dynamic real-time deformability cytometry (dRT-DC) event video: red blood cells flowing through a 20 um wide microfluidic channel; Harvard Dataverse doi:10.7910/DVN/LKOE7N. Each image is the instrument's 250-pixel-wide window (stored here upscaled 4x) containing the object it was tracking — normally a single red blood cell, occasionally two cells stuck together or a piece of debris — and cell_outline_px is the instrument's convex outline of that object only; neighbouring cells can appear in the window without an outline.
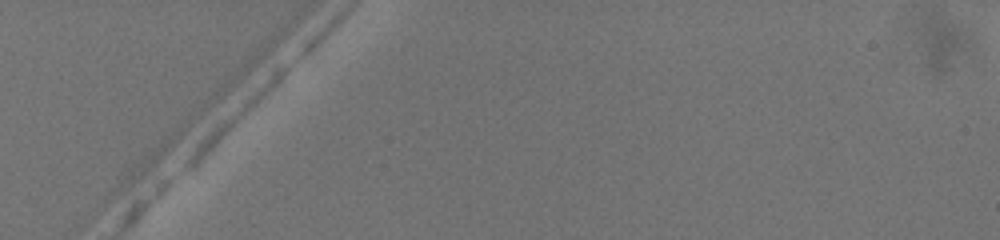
{"species": "common noctule bat (a hibernating species)", "species_latin": "Nyctalus noctula", "temperature_condition": "warm", "stored_images_in_passage": 4, "camera_frame_rate_fps": 3000, "um_per_image_px": 0.085, "animal": {"sex": "female", "body_mass_g": 19.5, "forearm_length_mm": 54.1}, "frame": {"image": 1, "passage_image": 1, "time_ms": 0.0, "image_size_px": [1000, 240], "cell_outline_px": [[292, 60], [288, 68], [208, 144], [184, 164], [184, 160], [196, 140], [216, 120], [252, 88], [280, 64], [288, 60]], "centroid_in_image_um": [20.05, 9.37], "position_along_channel_um": 64.9, "area_um2": 10.29}}